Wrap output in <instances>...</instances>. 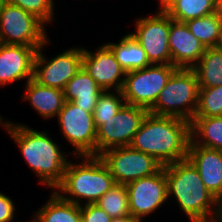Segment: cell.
<instances>
[{"mask_svg": "<svg viewBox=\"0 0 222 222\" xmlns=\"http://www.w3.org/2000/svg\"><path fill=\"white\" fill-rule=\"evenodd\" d=\"M124 104L125 100L122 91H103L98 97L93 112L96 129L106 123V120L114 117Z\"/></svg>", "mask_w": 222, "mask_h": 222, "instance_id": "cell-27", "label": "cell"}, {"mask_svg": "<svg viewBox=\"0 0 222 222\" xmlns=\"http://www.w3.org/2000/svg\"><path fill=\"white\" fill-rule=\"evenodd\" d=\"M55 121L61 138L72 146L69 152L73 156H96L97 129L92 113L65 101Z\"/></svg>", "mask_w": 222, "mask_h": 222, "instance_id": "cell-9", "label": "cell"}, {"mask_svg": "<svg viewBox=\"0 0 222 222\" xmlns=\"http://www.w3.org/2000/svg\"><path fill=\"white\" fill-rule=\"evenodd\" d=\"M27 222H81V206L62 199L54 190Z\"/></svg>", "mask_w": 222, "mask_h": 222, "instance_id": "cell-20", "label": "cell"}, {"mask_svg": "<svg viewBox=\"0 0 222 222\" xmlns=\"http://www.w3.org/2000/svg\"><path fill=\"white\" fill-rule=\"evenodd\" d=\"M8 3V0H0V9Z\"/></svg>", "mask_w": 222, "mask_h": 222, "instance_id": "cell-36", "label": "cell"}, {"mask_svg": "<svg viewBox=\"0 0 222 222\" xmlns=\"http://www.w3.org/2000/svg\"><path fill=\"white\" fill-rule=\"evenodd\" d=\"M8 3L14 6H18L23 10L35 15L40 19L47 27L58 21L56 19L57 13L55 7H58L55 0H8ZM56 20V21H55Z\"/></svg>", "mask_w": 222, "mask_h": 222, "instance_id": "cell-29", "label": "cell"}, {"mask_svg": "<svg viewBox=\"0 0 222 222\" xmlns=\"http://www.w3.org/2000/svg\"><path fill=\"white\" fill-rule=\"evenodd\" d=\"M168 43L171 64L177 68L192 69L206 50L185 22L175 21L171 17Z\"/></svg>", "mask_w": 222, "mask_h": 222, "instance_id": "cell-16", "label": "cell"}, {"mask_svg": "<svg viewBox=\"0 0 222 222\" xmlns=\"http://www.w3.org/2000/svg\"><path fill=\"white\" fill-rule=\"evenodd\" d=\"M110 222H140V221L136 217L130 214L127 216L112 218Z\"/></svg>", "mask_w": 222, "mask_h": 222, "instance_id": "cell-33", "label": "cell"}, {"mask_svg": "<svg viewBox=\"0 0 222 222\" xmlns=\"http://www.w3.org/2000/svg\"><path fill=\"white\" fill-rule=\"evenodd\" d=\"M126 188L130 214L140 222H146L145 219L155 215L163 206H172L168 204L165 166L151 176L128 183Z\"/></svg>", "mask_w": 222, "mask_h": 222, "instance_id": "cell-12", "label": "cell"}, {"mask_svg": "<svg viewBox=\"0 0 222 222\" xmlns=\"http://www.w3.org/2000/svg\"><path fill=\"white\" fill-rule=\"evenodd\" d=\"M216 48H217L220 52H222V30H221L220 38H219V41H218V44H217Z\"/></svg>", "mask_w": 222, "mask_h": 222, "instance_id": "cell-35", "label": "cell"}, {"mask_svg": "<svg viewBox=\"0 0 222 222\" xmlns=\"http://www.w3.org/2000/svg\"><path fill=\"white\" fill-rule=\"evenodd\" d=\"M64 91V100L71 101L77 107L93 114L99 95L104 91L82 67L70 79Z\"/></svg>", "mask_w": 222, "mask_h": 222, "instance_id": "cell-19", "label": "cell"}, {"mask_svg": "<svg viewBox=\"0 0 222 222\" xmlns=\"http://www.w3.org/2000/svg\"><path fill=\"white\" fill-rule=\"evenodd\" d=\"M185 24L205 48H216L222 30V19L216 13L188 20Z\"/></svg>", "mask_w": 222, "mask_h": 222, "instance_id": "cell-24", "label": "cell"}, {"mask_svg": "<svg viewBox=\"0 0 222 222\" xmlns=\"http://www.w3.org/2000/svg\"><path fill=\"white\" fill-rule=\"evenodd\" d=\"M115 185L114 177L98 156H72L54 191L62 199L81 206L96 203Z\"/></svg>", "mask_w": 222, "mask_h": 222, "instance_id": "cell-4", "label": "cell"}, {"mask_svg": "<svg viewBox=\"0 0 222 222\" xmlns=\"http://www.w3.org/2000/svg\"><path fill=\"white\" fill-rule=\"evenodd\" d=\"M165 177L168 204L176 205L187 222L222 220V204L208 191L188 158L166 165Z\"/></svg>", "mask_w": 222, "mask_h": 222, "instance_id": "cell-2", "label": "cell"}, {"mask_svg": "<svg viewBox=\"0 0 222 222\" xmlns=\"http://www.w3.org/2000/svg\"><path fill=\"white\" fill-rule=\"evenodd\" d=\"M36 47L0 43V87L33 78Z\"/></svg>", "mask_w": 222, "mask_h": 222, "instance_id": "cell-15", "label": "cell"}, {"mask_svg": "<svg viewBox=\"0 0 222 222\" xmlns=\"http://www.w3.org/2000/svg\"><path fill=\"white\" fill-rule=\"evenodd\" d=\"M158 1V7L156 10L166 11L176 0H156Z\"/></svg>", "mask_w": 222, "mask_h": 222, "instance_id": "cell-32", "label": "cell"}, {"mask_svg": "<svg viewBox=\"0 0 222 222\" xmlns=\"http://www.w3.org/2000/svg\"><path fill=\"white\" fill-rule=\"evenodd\" d=\"M187 158L198 170L208 191L222 204V151L190 141Z\"/></svg>", "mask_w": 222, "mask_h": 222, "instance_id": "cell-17", "label": "cell"}, {"mask_svg": "<svg viewBox=\"0 0 222 222\" xmlns=\"http://www.w3.org/2000/svg\"><path fill=\"white\" fill-rule=\"evenodd\" d=\"M49 38L38 50L34 60L33 80L47 87L64 90L67 82L82 68L83 46L75 45L53 57L46 55L48 48L54 46ZM51 44V45H50Z\"/></svg>", "mask_w": 222, "mask_h": 222, "instance_id": "cell-6", "label": "cell"}, {"mask_svg": "<svg viewBox=\"0 0 222 222\" xmlns=\"http://www.w3.org/2000/svg\"><path fill=\"white\" fill-rule=\"evenodd\" d=\"M192 70L196 74L199 87L222 85V52L217 48H206Z\"/></svg>", "mask_w": 222, "mask_h": 222, "instance_id": "cell-23", "label": "cell"}, {"mask_svg": "<svg viewBox=\"0 0 222 222\" xmlns=\"http://www.w3.org/2000/svg\"><path fill=\"white\" fill-rule=\"evenodd\" d=\"M199 83L192 69L178 68L148 110L157 116H174L191 122L198 106Z\"/></svg>", "mask_w": 222, "mask_h": 222, "instance_id": "cell-5", "label": "cell"}, {"mask_svg": "<svg viewBox=\"0 0 222 222\" xmlns=\"http://www.w3.org/2000/svg\"><path fill=\"white\" fill-rule=\"evenodd\" d=\"M147 113L143 107L124 104L97 129L96 156L111 148L129 146Z\"/></svg>", "mask_w": 222, "mask_h": 222, "instance_id": "cell-13", "label": "cell"}, {"mask_svg": "<svg viewBox=\"0 0 222 222\" xmlns=\"http://www.w3.org/2000/svg\"><path fill=\"white\" fill-rule=\"evenodd\" d=\"M190 124L194 144L222 151V116L193 117Z\"/></svg>", "mask_w": 222, "mask_h": 222, "instance_id": "cell-22", "label": "cell"}, {"mask_svg": "<svg viewBox=\"0 0 222 222\" xmlns=\"http://www.w3.org/2000/svg\"><path fill=\"white\" fill-rule=\"evenodd\" d=\"M215 13L222 19V0H215Z\"/></svg>", "mask_w": 222, "mask_h": 222, "instance_id": "cell-34", "label": "cell"}, {"mask_svg": "<svg viewBox=\"0 0 222 222\" xmlns=\"http://www.w3.org/2000/svg\"><path fill=\"white\" fill-rule=\"evenodd\" d=\"M82 222H110L112 217L95 203L81 205Z\"/></svg>", "mask_w": 222, "mask_h": 222, "instance_id": "cell-30", "label": "cell"}, {"mask_svg": "<svg viewBox=\"0 0 222 222\" xmlns=\"http://www.w3.org/2000/svg\"><path fill=\"white\" fill-rule=\"evenodd\" d=\"M153 12V13H152ZM134 31H128L146 52L151 64H171L169 49L170 16L165 11H150L133 18Z\"/></svg>", "mask_w": 222, "mask_h": 222, "instance_id": "cell-10", "label": "cell"}, {"mask_svg": "<svg viewBox=\"0 0 222 222\" xmlns=\"http://www.w3.org/2000/svg\"><path fill=\"white\" fill-rule=\"evenodd\" d=\"M105 43L110 47L125 72L143 69L151 65L145 50L129 32L124 33L117 42L110 40Z\"/></svg>", "mask_w": 222, "mask_h": 222, "instance_id": "cell-21", "label": "cell"}, {"mask_svg": "<svg viewBox=\"0 0 222 222\" xmlns=\"http://www.w3.org/2000/svg\"><path fill=\"white\" fill-rule=\"evenodd\" d=\"M165 12L175 21L186 22L215 13V0H176Z\"/></svg>", "mask_w": 222, "mask_h": 222, "instance_id": "cell-25", "label": "cell"}, {"mask_svg": "<svg viewBox=\"0 0 222 222\" xmlns=\"http://www.w3.org/2000/svg\"><path fill=\"white\" fill-rule=\"evenodd\" d=\"M190 141L189 121L148 112L129 146L151 155L163 167L186 159Z\"/></svg>", "mask_w": 222, "mask_h": 222, "instance_id": "cell-3", "label": "cell"}, {"mask_svg": "<svg viewBox=\"0 0 222 222\" xmlns=\"http://www.w3.org/2000/svg\"><path fill=\"white\" fill-rule=\"evenodd\" d=\"M177 69L172 64H151L143 69L126 72L121 90L125 104L149 110Z\"/></svg>", "mask_w": 222, "mask_h": 222, "instance_id": "cell-7", "label": "cell"}, {"mask_svg": "<svg viewBox=\"0 0 222 222\" xmlns=\"http://www.w3.org/2000/svg\"><path fill=\"white\" fill-rule=\"evenodd\" d=\"M95 204L112 218L130 215L126 185L116 184Z\"/></svg>", "mask_w": 222, "mask_h": 222, "instance_id": "cell-26", "label": "cell"}, {"mask_svg": "<svg viewBox=\"0 0 222 222\" xmlns=\"http://www.w3.org/2000/svg\"><path fill=\"white\" fill-rule=\"evenodd\" d=\"M89 49L83 45L82 67L104 91H121L126 72L110 47L104 42Z\"/></svg>", "mask_w": 222, "mask_h": 222, "instance_id": "cell-14", "label": "cell"}, {"mask_svg": "<svg viewBox=\"0 0 222 222\" xmlns=\"http://www.w3.org/2000/svg\"><path fill=\"white\" fill-rule=\"evenodd\" d=\"M98 157L114 177L116 184L120 185L151 176L162 168L151 155L130 146L108 149Z\"/></svg>", "mask_w": 222, "mask_h": 222, "instance_id": "cell-11", "label": "cell"}, {"mask_svg": "<svg viewBox=\"0 0 222 222\" xmlns=\"http://www.w3.org/2000/svg\"><path fill=\"white\" fill-rule=\"evenodd\" d=\"M23 94L20 98L27 102L34 112L43 120L50 121L57 118L62 109L64 91L58 88L42 86L33 79L23 84Z\"/></svg>", "mask_w": 222, "mask_h": 222, "instance_id": "cell-18", "label": "cell"}, {"mask_svg": "<svg viewBox=\"0 0 222 222\" xmlns=\"http://www.w3.org/2000/svg\"><path fill=\"white\" fill-rule=\"evenodd\" d=\"M222 116V85L199 87L198 106L194 117Z\"/></svg>", "mask_w": 222, "mask_h": 222, "instance_id": "cell-28", "label": "cell"}, {"mask_svg": "<svg viewBox=\"0 0 222 222\" xmlns=\"http://www.w3.org/2000/svg\"><path fill=\"white\" fill-rule=\"evenodd\" d=\"M9 196L10 195H6L0 190V222H21V220L16 219L18 218L17 214H15V212H17V204L14 199Z\"/></svg>", "mask_w": 222, "mask_h": 222, "instance_id": "cell-31", "label": "cell"}, {"mask_svg": "<svg viewBox=\"0 0 222 222\" xmlns=\"http://www.w3.org/2000/svg\"><path fill=\"white\" fill-rule=\"evenodd\" d=\"M48 28L35 15L18 6L7 3L0 9V43L39 49L50 38Z\"/></svg>", "mask_w": 222, "mask_h": 222, "instance_id": "cell-8", "label": "cell"}, {"mask_svg": "<svg viewBox=\"0 0 222 222\" xmlns=\"http://www.w3.org/2000/svg\"><path fill=\"white\" fill-rule=\"evenodd\" d=\"M0 127L19 149L25 165L33 171L41 187L54 190L61 183L72 154L64 151V145L58 144L48 130L34 129L25 121H10L0 114Z\"/></svg>", "mask_w": 222, "mask_h": 222, "instance_id": "cell-1", "label": "cell"}]
</instances>
